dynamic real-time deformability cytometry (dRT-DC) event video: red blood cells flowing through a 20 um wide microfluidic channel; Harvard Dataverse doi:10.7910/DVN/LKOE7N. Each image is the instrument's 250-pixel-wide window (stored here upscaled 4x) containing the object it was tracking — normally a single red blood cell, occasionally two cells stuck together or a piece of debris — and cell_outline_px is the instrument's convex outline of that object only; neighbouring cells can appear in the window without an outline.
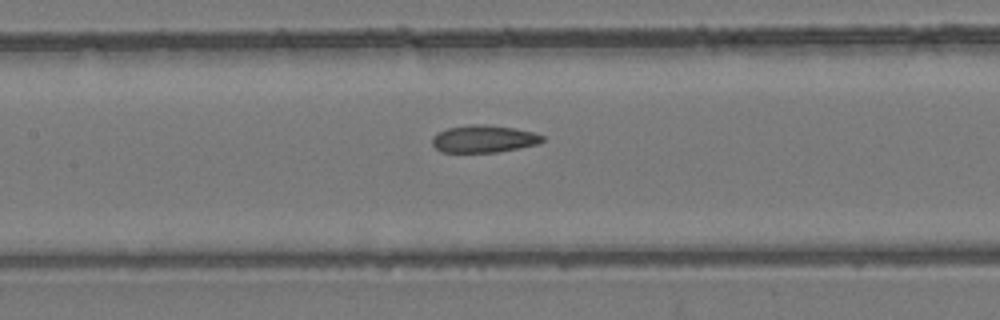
{"species": "common noctule bat (a hibernating species)", "species_latin": "Nyctalus noctula", "temperature_condition": "room temperature", "stored_images_in_passage": 26, "camera_frame_rate_fps": 3000, "um_per_image_px": 0.085, "animal": {"sex": "female", "body_mass_g": 24.6, "forearm_length_mm": 56.2}, "frame": {"image": 1, "passage_image": 26, "time_ms": 8.333, "image_size_px": [1000, 320], "cell_outline_px": [[544, 140], [540, 144], [496, 152], [440, 152], [432, 144], [432, 136], [436, 132], [448, 128], [468, 124], [484, 124], [512, 128], [532, 132], [544, 136]], "centroid_in_image_um": [41.09, 11.8], "position_along_channel_um": 166.3, "area_um2": 17.63}}